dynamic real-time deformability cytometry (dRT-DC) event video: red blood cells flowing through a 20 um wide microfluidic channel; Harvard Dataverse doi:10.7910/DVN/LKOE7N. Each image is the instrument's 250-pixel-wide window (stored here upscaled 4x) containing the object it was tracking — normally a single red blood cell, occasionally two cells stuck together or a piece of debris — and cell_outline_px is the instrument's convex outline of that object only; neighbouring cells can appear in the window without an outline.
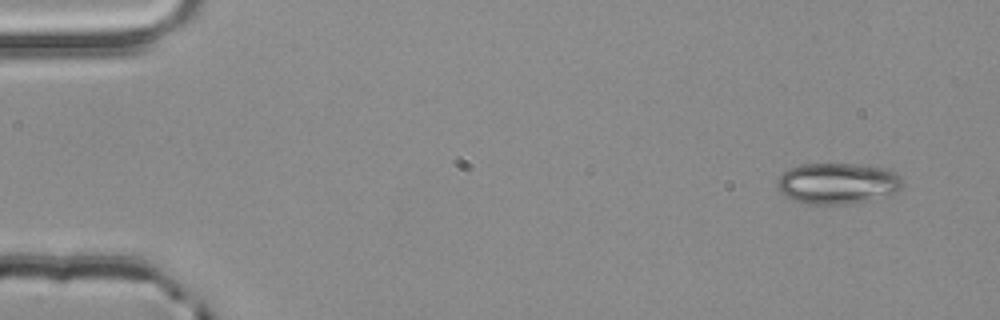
{"species": "common noctule bat (a hibernating species)", "species_latin": "Nyctalus noctula", "temperature_condition": "room temperature", "stored_images_in_passage": 51, "camera_frame_rate_fps": 3000, "um_per_image_px": 0.085, "animal": {"sex": "male", "body_mass_g": 20.4}, "frame": {"image": 1, "passage_image": 1, "time_ms": 0.0, "image_size_px": [1000, 320], "cell_outline_px": [[904, 188], [896, 192], [868, 200], [844, 204], [804, 204], [792, 200], [784, 196], [776, 188], [776, 180], [788, 168], [804, 164], [856, 164], [888, 168], [896, 172], [904, 180]], "centroid_in_image_um": [71.19, 15.58], "position_along_channel_um": 13.8, "area_um2": 30.4}}
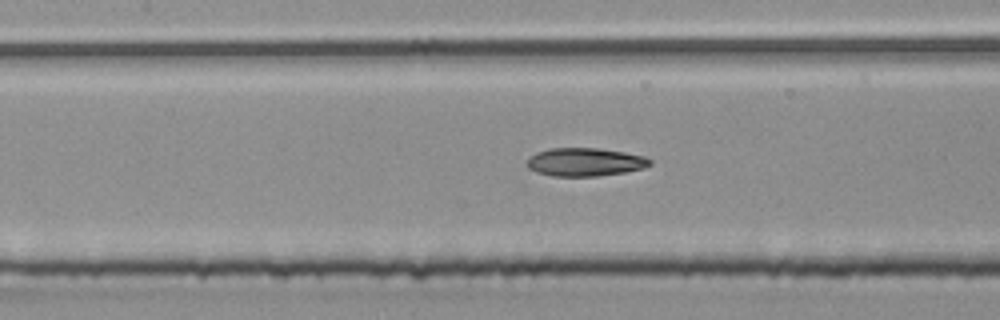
{"frame": {"image": 2, "passage_image": 22, "time_ms": 7.0, "image_size_px": [1000, 320], "cell_outline_px": [[652, 164], [644, 168], [624, 172], [596, 176], [552, 176], [536, 172], [528, 168], [528, 160], [536, 152], [548, 148], [600, 148], [624, 152], [644, 156], [652, 160]], "centroid_in_image_um": [49.74, 13.77], "position_along_channel_um": 157.7, "area_um2": 20.23}}
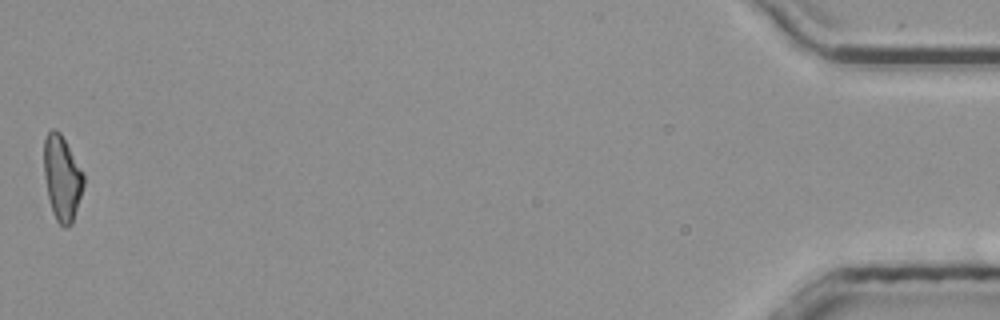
{"frame": {"image": 3, "passage_image": 51, "time_ms": 16.667, "image_size_px": [1000, 320], "cell_outline_px": [[84, 184], [72, 224], [64, 228], [56, 220], [52, 212], [48, 196], [44, 176], [44, 136], [52, 128], [56, 128], [60, 132], [84, 172]], "centroid_in_image_um": [5.27, 15.11], "position_along_channel_um": 429.9, "area_um2": 19.77}, "authors_computed_cell_mechanics": {"area_um2": 20.1144, "velocity_mm_per_s": 3.8713, "shape_relaxation_time_tau1_ms": 3.2096, "shape_relaxation_time_tau2_ms": 3.8892, "deformation_change_tau1": 0.1568, "deformation_change_tau2": 0.1286}}